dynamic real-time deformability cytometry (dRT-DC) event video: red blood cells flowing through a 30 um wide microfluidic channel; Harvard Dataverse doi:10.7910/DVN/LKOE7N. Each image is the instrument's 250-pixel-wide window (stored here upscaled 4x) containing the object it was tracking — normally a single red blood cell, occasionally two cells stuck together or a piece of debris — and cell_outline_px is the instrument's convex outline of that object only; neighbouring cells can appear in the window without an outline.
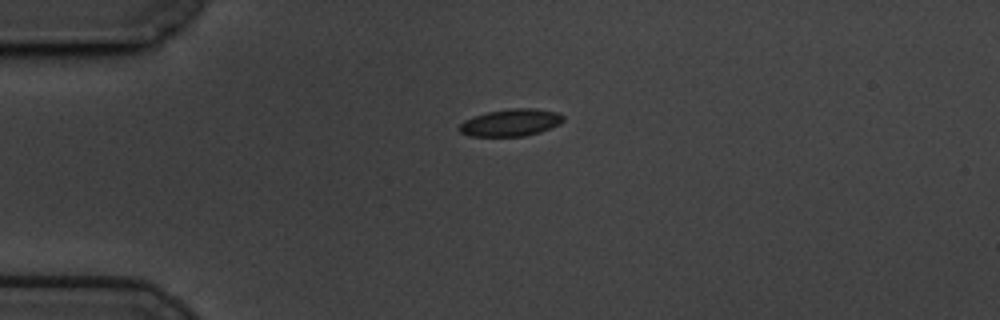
{"species": "common noctule bat (a hibernating species)", "species_latin": "Nyctalus noctula", "temperature_condition": "cold", "stored_images_in_passage": 38, "camera_frame_rate_fps": 3000, "um_per_image_px": 0.085, "animal": {"sex": "male", "body_mass_g": 19.5, "forearm_length_mm": 54.6}, "frame": {"image": 1, "passage_image": 1, "time_ms": 0.0, "image_size_px": [1000, 320], "cell_outline_px": [[564, 120], [560, 124], [540, 132], [524, 136], [472, 136], [460, 132], [456, 128], [464, 120], [488, 112], [512, 108], [536, 108], [556, 112], [564, 116]], "centroid_in_image_um": [43.43, 10.42], "position_along_channel_um": 41.6, "area_um2": 16.42}}
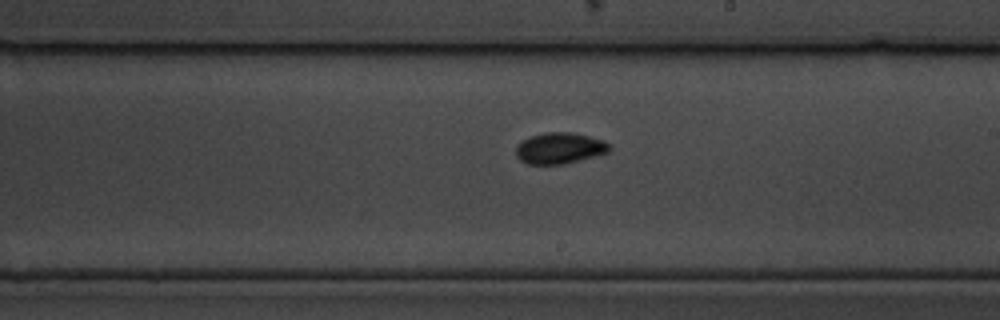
{"frame": {"image": 2, "passage_image": 21, "time_ms": 6.667, "image_size_px": [1000, 320], "cell_outline_px": [[612, 148], [608, 152], [564, 164], [528, 164], [520, 160], [516, 156], [516, 148], [524, 140], [532, 136], [544, 132], [568, 132], [588, 136], [604, 140], [612, 144]], "centroid_in_image_um": [47.6, 12.59], "position_along_channel_um": 241.4, "area_um2": 16.82}}
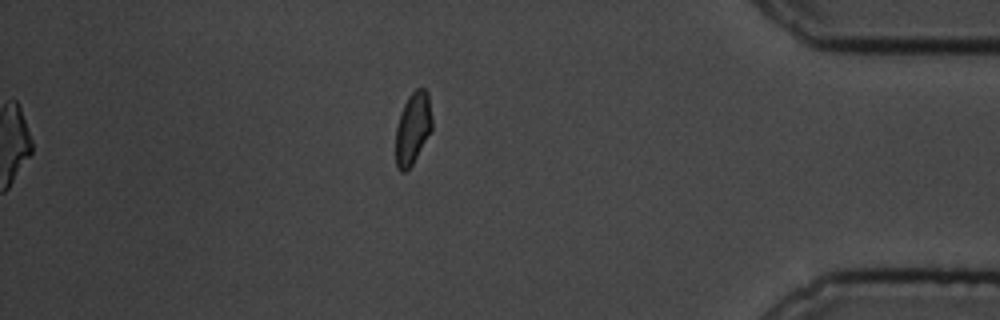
{"frame": {"image": 3, "passage_image": 38, "time_ms": 12.333, "image_size_px": [1000, 320], "cell_outline_px": [[432, 128], [412, 164], [404, 172], [400, 172], [396, 168], [396, 128], [404, 104], [408, 96], [416, 88], [424, 88], [428, 92], [432, 116]], "centroid_in_image_um": [35.09, 10.88], "position_along_channel_um": 400.1, "area_um2": 15.09}, "authors_computed_cell_mechanics": {"area_um2": 16.4152, "velocity_mm_per_s": 3.4014, "shape_relaxation_time_tau1_ms": 5.0953, "shape_relaxation_time_tau2_ms": 1.4184, "deformation_change_tau1": 0.0894, "deformation_change_tau2": 0.0412}}